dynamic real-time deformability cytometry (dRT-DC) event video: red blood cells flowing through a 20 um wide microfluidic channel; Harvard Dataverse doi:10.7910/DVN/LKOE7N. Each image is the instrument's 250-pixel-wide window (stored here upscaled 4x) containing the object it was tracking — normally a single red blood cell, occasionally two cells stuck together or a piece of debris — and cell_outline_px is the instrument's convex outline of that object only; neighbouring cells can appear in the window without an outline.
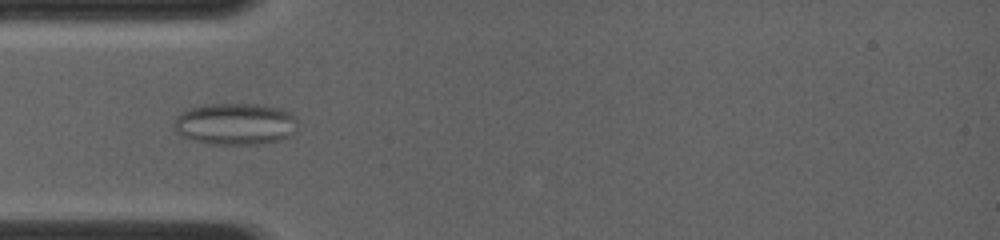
{"species": "common noctule bat (a hibernating species)", "species_latin": "Nyctalus noctula", "temperature_condition": "room temperature", "stored_images_in_passage": 11, "camera_frame_rate_fps": 4000, "um_per_image_px": 0.085, "animal": {"sex": "female", "body_mass_g": 19.0, "forearm_length_mm": 56.7}, "frame": {"image": 1, "passage_image": 5, "time_ms": 4.0, "image_size_px": [1000, 240], "cell_outline_px": [[296, 132], [280, 140], [260, 144], [212, 144], [192, 140], [176, 132], [176, 116], [184, 108], [212, 104], [256, 104], [280, 108], [296, 116]], "centroid_in_image_um": [20.01, 10.53], "position_along_channel_um": 65.0, "area_um2": 30.11}}
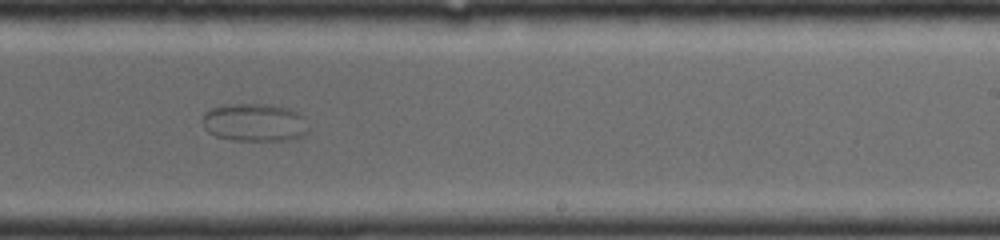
{"frame": {"image": 2, "passage_image": 10, "time_ms": 8.75, "image_size_px": [1000, 240], "cell_outline_px": [[308, 132], [304, 136], [296, 140], [232, 140], [216, 136], [208, 132], [204, 128], [204, 112], [220, 104], [268, 104], [288, 108], [304, 116], [308, 128]], "centroid_in_image_um": [21.67, 10.41], "position_along_channel_um": 267.3, "area_um2": 23.7}}
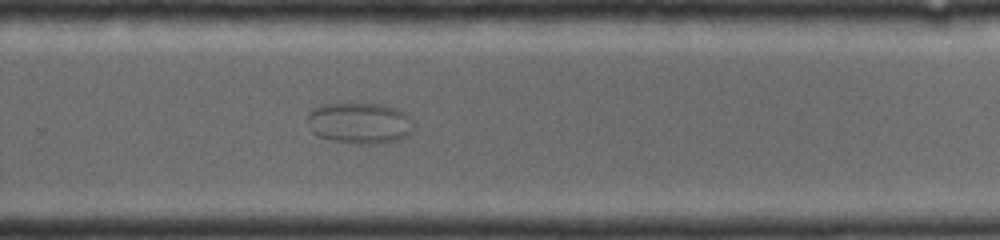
{"frame": {"image": 3, "passage_image": 11, "time_ms": 9.5, "image_size_px": [1000, 240], "cell_outline_px": [[412, 132], [408, 136], [400, 140], [376, 144], [364, 144], [332, 140], [320, 136], [312, 132], [308, 120], [308, 112], [312, 108], [320, 104], [380, 104], [396, 108], [404, 112], [408, 116], [412, 128]], "centroid_in_image_um": [30.57, 10.46], "position_along_channel_um": 299.2, "area_um2": 25.32}}